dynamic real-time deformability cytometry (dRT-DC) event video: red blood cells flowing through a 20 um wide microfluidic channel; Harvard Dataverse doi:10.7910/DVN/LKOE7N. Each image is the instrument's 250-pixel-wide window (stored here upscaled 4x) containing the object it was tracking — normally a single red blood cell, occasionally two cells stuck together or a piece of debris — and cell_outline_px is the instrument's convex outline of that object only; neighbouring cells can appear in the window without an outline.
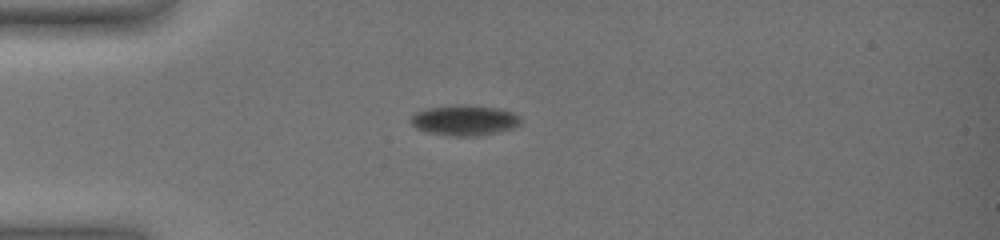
{"species": "common noctule bat (a hibernating species)", "species_latin": "Nyctalus noctula", "temperature_condition": "warm", "stored_images_in_passage": 41, "camera_frame_rate_fps": 3000, "um_per_image_px": 0.085, "animal": {"sex": "female", "body_mass_g": 19.0, "forearm_length_mm": 51.5}, "frame": {"image": 1, "passage_image": 1, "time_ms": 0.0, "image_size_px": [1000, 240], "cell_outline_px": [[520, 124], [516, 128], [500, 132], [480, 136], [444, 136], [424, 132], [416, 128], [412, 124], [412, 116], [416, 112], [432, 108], [492, 108], [508, 112], [516, 116], [520, 120]], "centroid_in_image_um": [39.46, 10.33], "position_along_channel_um": 45.5, "area_um2": 18.38}}
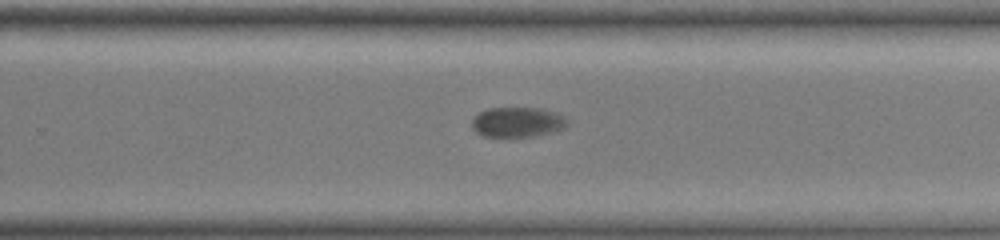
{"frame": {"image": 2, "passage_image": 24, "time_ms": 7.667, "image_size_px": [1000, 240], "cell_outline_px": [[568, 124], [564, 128], [552, 132], [532, 136], [484, 136], [476, 132], [472, 128], [472, 120], [480, 112], [488, 108], [540, 108], [552, 112], [568, 120]], "centroid_in_image_um": [43.96, 10.38], "position_along_channel_um": 285.8, "area_um2": 16.36}}
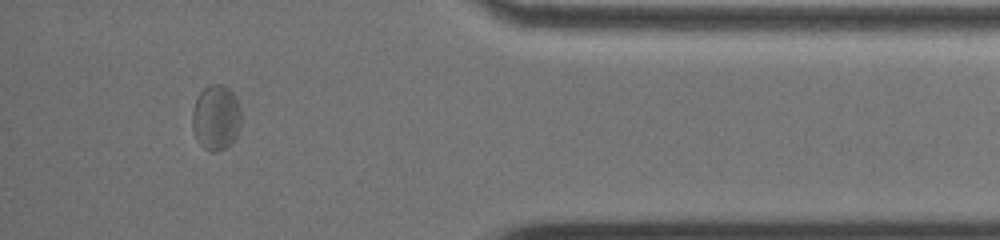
{"frame": {"image": 3, "passage_image": 37, "time_ms": 12.0, "image_size_px": [1000, 240], "cell_outline_px": [[240, 128], [236, 136], [224, 148], [216, 152], [212, 152], [204, 148], [196, 140], [192, 128], [192, 112], [196, 100], [200, 92], [208, 84], [224, 84], [236, 96], [240, 104]], "centroid_in_image_um": [18.35, 9.97], "position_along_channel_um": 416.8, "area_um2": 18.73}, "authors_computed_cell_mechanics": {"area_um2": 18.6694, "velocity_mm_per_s": 3.4458, "shape_relaxation_time_tau1_ms": 5.7526, "shape_relaxation_time_tau2_ms": null, "deformation_change_tau1": 0.0581, "deformation_change_tau2": null}}